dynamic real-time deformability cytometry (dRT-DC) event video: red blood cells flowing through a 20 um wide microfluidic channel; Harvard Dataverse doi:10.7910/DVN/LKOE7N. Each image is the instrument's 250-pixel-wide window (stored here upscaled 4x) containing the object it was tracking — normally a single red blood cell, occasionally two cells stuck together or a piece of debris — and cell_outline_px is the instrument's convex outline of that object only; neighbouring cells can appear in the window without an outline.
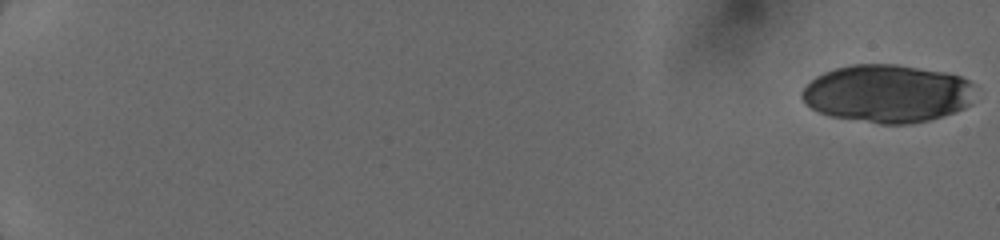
{"species": "human", "species_latin": "Homo sapiens", "temperature_condition": "cold", "stored_images_in_passage": 14, "camera_frame_rate_fps": 3000, "um_per_image_px": 0.085, "donor": {"sex": "female"}, "frame": {"image": 1, "passage_image": 1, "time_ms": 0.0, "image_size_px": [1000, 240], "cell_outline_px": [[968, 104], [964, 108], [956, 112], [928, 120], [908, 124], [880, 124], [832, 116], [820, 112], [812, 108], [800, 96], [800, 92], [816, 76], [824, 72], [848, 64], [896, 64], [944, 72], [960, 76], [968, 80]], "centroid_in_image_um": [75.34, 7.95], "position_along_channel_um": 9.7, "area_um2": 57.68}}